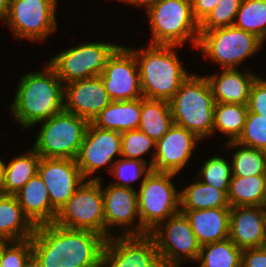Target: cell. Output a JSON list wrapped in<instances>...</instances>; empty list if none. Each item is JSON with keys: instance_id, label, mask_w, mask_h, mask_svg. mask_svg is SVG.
I'll return each mask as SVG.
<instances>
[{"instance_id": "cell-7", "label": "cell", "mask_w": 266, "mask_h": 267, "mask_svg": "<svg viewBox=\"0 0 266 267\" xmlns=\"http://www.w3.org/2000/svg\"><path fill=\"white\" fill-rule=\"evenodd\" d=\"M42 123L33 149L43 158L76 159L89 121L63 110Z\"/></svg>"}, {"instance_id": "cell-43", "label": "cell", "mask_w": 266, "mask_h": 267, "mask_svg": "<svg viewBox=\"0 0 266 267\" xmlns=\"http://www.w3.org/2000/svg\"><path fill=\"white\" fill-rule=\"evenodd\" d=\"M121 2H126V3H130L131 5H144L147 9L155 4H157L158 2H160L161 0H120Z\"/></svg>"}, {"instance_id": "cell-34", "label": "cell", "mask_w": 266, "mask_h": 267, "mask_svg": "<svg viewBox=\"0 0 266 267\" xmlns=\"http://www.w3.org/2000/svg\"><path fill=\"white\" fill-rule=\"evenodd\" d=\"M226 146H247L266 151V117L248 111L241 136L237 141H228Z\"/></svg>"}, {"instance_id": "cell-28", "label": "cell", "mask_w": 266, "mask_h": 267, "mask_svg": "<svg viewBox=\"0 0 266 267\" xmlns=\"http://www.w3.org/2000/svg\"><path fill=\"white\" fill-rule=\"evenodd\" d=\"M180 206V211L231 208L222 190L206 185L201 180L180 191Z\"/></svg>"}, {"instance_id": "cell-3", "label": "cell", "mask_w": 266, "mask_h": 267, "mask_svg": "<svg viewBox=\"0 0 266 267\" xmlns=\"http://www.w3.org/2000/svg\"><path fill=\"white\" fill-rule=\"evenodd\" d=\"M175 47L150 44L146 50L129 48L136 57L144 98L170 101L190 75L173 51Z\"/></svg>"}, {"instance_id": "cell-9", "label": "cell", "mask_w": 266, "mask_h": 267, "mask_svg": "<svg viewBox=\"0 0 266 267\" xmlns=\"http://www.w3.org/2000/svg\"><path fill=\"white\" fill-rule=\"evenodd\" d=\"M197 47L223 69L237 68L243 60L259 50L263 41L252 33L232 26L199 31Z\"/></svg>"}, {"instance_id": "cell-13", "label": "cell", "mask_w": 266, "mask_h": 267, "mask_svg": "<svg viewBox=\"0 0 266 267\" xmlns=\"http://www.w3.org/2000/svg\"><path fill=\"white\" fill-rule=\"evenodd\" d=\"M112 237L105 242L101 267H164L150 234Z\"/></svg>"}, {"instance_id": "cell-1", "label": "cell", "mask_w": 266, "mask_h": 267, "mask_svg": "<svg viewBox=\"0 0 266 267\" xmlns=\"http://www.w3.org/2000/svg\"><path fill=\"white\" fill-rule=\"evenodd\" d=\"M31 242L32 256L41 267H87L101 265L106 239L93 231L48 223L35 226Z\"/></svg>"}, {"instance_id": "cell-33", "label": "cell", "mask_w": 266, "mask_h": 267, "mask_svg": "<svg viewBox=\"0 0 266 267\" xmlns=\"http://www.w3.org/2000/svg\"><path fill=\"white\" fill-rule=\"evenodd\" d=\"M266 175V151L244 146L234 153L232 176Z\"/></svg>"}, {"instance_id": "cell-42", "label": "cell", "mask_w": 266, "mask_h": 267, "mask_svg": "<svg viewBox=\"0 0 266 267\" xmlns=\"http://www.w3.org/2000/svg\"><path fill=\"white\" fill-rule=\"evenodd\" d=\"M218 1L219 0H191L194 19L200 23L207 14L216 7Z\"/></svg>"}, {"instance_id": "cell-47", "label": "cell", "mask_w": 266, "mask_h": 267, "mask_svg": "<svg viewBox=\"0 0 266 267\" xmlns=\"http://www.w3.org/2000/svg\"><path fill=\"white\" fill-rule=\"evenodd\" d=\"M2 259V240H0V264Z\"/></svg>"}, {"instance_id": "cell-36", "label": "cell", "mask_w": 266, "mask_h": 267, "mask_svg": "<svg viewBox=\"0 0 266 267\" xmlns=\"http://www.w3.org/2000/svg\"><path fill=\"white\" fill-rule=\"evenodd\" d=\"M242 0H219L207 16L199 23V31L232 26Z\"/></svg>"}, {"instance_id": "cell-17", "label": "cell", "mask_w": 266, "mask_h": 267, "mask_svg": "<svg viewBox=\"0 0 266 267\" xmlns=\"http://www.w3.org/2000/svg\"><path fill=\"white\" fill-rule=\"evenodd\" d=\"M200 138L193 132L173 124L168 132L156 141L150 167L157 172L179 173L184 168Z\"/></svg>"}, {"instance_id": "cell-23", "label": "cell", "mask_w": 266, "mask_h": 267, "mask_svg": "<svg viewBox=\"0 0 266 267\" xmlns=\"http://www.w3.org/2000/svg\"><path fill=\"white\" fill-rule=\"evenodd\" d=\"M190 221L198 243L218 242L229 238L230 208L181 211Z\"/></svg>"}, {"instance_id": "cell-39", "label": "cell", "mask_w": 266, "mask_h": 267, "mask_svg": "<svg viewBox=\"0 0 266 267\" xmlns=\"http://www.w3.org/2000/svg\"><path fill=\"white\" fill-rule=\"evenodd\" d=\"M32 257L31 238L20 241L2 240L0 267H25Z\"/></svg>"}, {"instance_id": "cell-12", "label": "cell", "mask_w": 266, "mask_h": 267, "mask_svg": "<svg viewBox=\"0 0 266 267\" xmlns=\"http://www.w3.org/2000/svg\"><path fill=\"white\" fill-rule=\"evenodd\" d=\"M55 7L53 0H10L4 22L18 38L43 41L57 28Z\"/></svg>"}, {"instance_id": "cell-20", "label": "cell", "mask_w": 266, "mask_h": 267, "mask_svg": "<svg viewBox=\"0 0 266 267\" xmlns=\"http://www.w3.org/2000/svg\"><path fill=\"white\" fill-rule=\"evenodd\" d=\"M105 214V239L111 237L108 229L111 226H126L122 235H129V227L139 217L138 193L134 188L110 185L102 190ZM109 236V237H108Z\"/></svg>"}, {"instance_id": "cell-45", "label": "cell", "mask_w": 266, "mask_h": 267, "mask_svg": "<svg viewBox=\"0 0 266 267\" xmlns=\"http://www.w3.org/2000/svg\"><path fill=\"white\" fill-rule=\"evenodd\" d=\"M10 0H0V19L4 20L9 11Z\"/></svg>"}, {"instance_id": "cell-29", "label": "cell", "mask_w": 266, "mask_h": 267, "mask_svg": "<svg viewBox=\"0 0 266 267\" xmlns=\"http://www.w3.org/2000/svg\"><path fill=\"white\" fill-rule=\"evenodd\" d=\"M41 156L33 149L5 165V195H15L38 174Z\"/></svg>"}, {"instance_id": "cell-26", "label": "cell", "mask_w": 266, "mask_h": 267, "mask_svg": "<svg viewBox=\"0 0 266 267\" xmlns=\"http://www.w3.org/2000/svg\"><path fill=\"white\" fill-rule=\"evenodd\" d=\"M169 101L142 97L141 119L138 129L155 142L173 125Z\"/></svg>"}, {"instance_id": "cell-5", "label": "cell", "mask_w": 266, "mask_h": 267, "mask_svg": "<svg viewBox=\"0 0 266 267\" xmlns=\"http://www.w3.org/2000/svg\"><path fill=\"white\" fill-rule=\"evenodd\" d=\"M171 172L151 171L141 182L138 193L139 224L129 228V235H146L160 223L180 211V192Z\"/></svg>"}, {"instance_id": "cell-31", "label": "cell", "mask_w": 266, "mask_h": 267, "mask_svg": "<svg viewBox=\"0 0 266 267\" xmlns=\"http://www.w3.org/2000/svg\"><path fill=\"white\" fill-rule=\"evenodd\" d=\"M247 113V105L215 103L213 131L226 134L230 142L237 141L243 132Z\"/></svg>"}, {"instance_id": "cell-19", "label": "cell", "mask_w": 266, "mask_h": 267, "mask_svg": "<svg viewBox=\"0 0 266 267\" xmlns=\"http://www.w3.org/2000/svg\"><path fill=\"white\" fill-rule=\"evenodd\" d=\"M229 239L242 250L266 246L265 207H231Z\"/></svg>"}, {"instance_id": "cell-35", "label": "cell", "mask_w": 266, "mask_h": 267, "mask_svg": "<svg viewBox=\"0 0 266 267\" xmlns=\"http://www.w3.org/2000/svg\"><path fill=\"white\" fill-rule=\"evenodd\" d=\"M198 175L204 184L222 190L226 195L228 194L232 179V165L223 157L214 156L208 159Z\"/></svg>"}, {"instance_id": "cell-48", "label": "cell", "mask_w": 266, "mask_h": 267, "mask_svg": "<svg viewBox=\"0 0 266 267\" xmlns=\"http://www.w3.org/2000/svg\"><path fill=\"white\" fill-rule=\"evenodd\" d=\"M87 267H101V265H92V266H87Z\"/></svg>"}, {"instance_id": "cell-44", "label": "cell", "mask_w": 266, "mask_h": 267, "mask_svg": "<svg viewBox=\"0 0 266 267\" xmlns=\"http://www.w3.org/2000/svg\"><path fill=\"white\" fill-rule=\"evenodd\" d=\"M5 195V164L0 160V196Z\"/></svg>"}, {"instance_id": "cell-25", "label": "cell", "mask_w": 266, "mask_h": 267, "mask_svg": "<svg viewBox=\"0 0 266 267\" xmlns=\"http://www.w3.org/2000/svg\"><path fill=\"white\" fill-rule=\"evenodd\" d=\"M35 225L23 213L15 195L0 196V240L20 241L33 236Z\"/></svg>"}, {"instance_id": "cell-41", "label": "cell", "mask_w": 266, "mask_h": 267, "mask_svg": "<svg viewBox=\"0 0 266 267\" xmlns=\"http://www.w3.org/2000/svg\"><path fill=\"white\" fill-rule=\"evenodd\" d=\"M242 267H266V246L243 250Z\"/></svg>"}, {"instance_id": "cell-22", "label": "cell", "mask_w": 266, "mask_h": 267, "mask_svg": "<svg viewBox=\"0 0 266 267\" xmlns=\"http://www.w3.org/2000/svg\"><path fill=\"white\" fill-rule=\"evenodd\" d=\"M23 213L36 225L54 223L57 210L51 205L47 186L37 174L16 194Z\"/></svg>"}, {"instance_id": "cell-21", "label": "cell", "mask_w": 266, "mask_h": 267, "mask_svg": "<svg viewBox=\"0 0 266 267\" xmlns=\"http://www.w3.org/2000/svg\"><path fill=\"white\" fill-rule=\"evenodd\" d=\"M215 103L247 105L251 87L257 76L253 73L239 72L237 68L223 69L220 75L206 77Z\"/></svg>"}, {"instance_id": "cell-10", "label": "cell", "mask_w": 266, "mask_h": 267, "mask_svg": "<svg viewBox=\"0 0 266 267\" xmlns=\"http://www.w3.org/2000/svg\"><path fill=\"white\" fill-rule=\"evenodd\" d=\"M118 47L119 45L113 43L86 42L57 54L51 58L49 64L65 85L100 76L108 58Z\"/></svg>"}, {"instance_id": "cell-14", "label": "cell", "mask_w": 266, "mask_h": 267, "mask_svg": "<svg viewBox=\"0 0 266 267\" xmlns=\"http://www.w3.org/2000/svg\"><path fill=\"white\" fill-rule=\"evenodd\" d=\"M100 77L112 101L143 97L136 57L129 48L119 46L108 58Z\"/></svg>"}, {"instance_id": "cell-38", "label": "cell", "mask_w": 266, "mask_h": 267, "mask_svg": "<svg viewBox=\"0 0 266 267\" xmlns=\"http://www.w3.org/2000/svg\"><path fill=\"white\" fill-rule=\"evenodd\" d=\"M121 143L122 157L140 161H145L140 156L148 152L150 148L156 146V142L139 129L122 132Z\"/></svg>"}, {"instance_id": "cell-6", "label": "cell", "mask_w": 266, "mask_h": 267, "mask_svg": "<svg viewBox=\"0 0 266 267\" xmlns=\"http://www.w3.org/2000/svg\"><path fill=\"white\" fill-rule=\"evenodd\" d=\"M147 11L153 34L150 44L180 46L189 39L197 47L199 23L193 17L191 0H161Z\"/></svg>"}, {"instance_id": "cell-16", "label": "cell", "mask_w": 266, "mask_h": 267, "mask_svg": "<svg viewBox=\"0 0 266 267\" xmlns=\"http://www.w3.org/2000/svg\"><path fill=\"white\" fill-rule=\"evenodd\" d=\"M121 132L101 129L89 122L76 163L84 178L109 164L113 157H121Z\"/></svg>"}, {"instance_id": "cell-40", "label": "cell", "mask_w": 266, "mask_h": 267, "mask_svg": "<svg viewBox=\"0 0 266 267\" xmlns=\"http://www.w3.org/2000/svg\"><path fill=\"white\" fill-rule=\"evenodd\" d=\"M247 106L249 112L266 117V80L256 78L251 87Z\"/></svg>"}, {"instance_id": "cell-15", "label": "cell", "mask_w": 266, "mask_h": 267, "mask_svg": "<svg viewBox=\"0 0 266 267\" xmlns=\"http://www.w3.org/2000/svg\"><path fill=\"white\" fill-rule=\"evenodd\" d=\"M38 174L47 186L51 205L59 211L85 180L75 159H40Z\"/></svg>"}, {"instance_id": "cell-11", "label": "cell", "mask_w": 266, "mask_h": 267, "mask_svg": "<svg viewBox=\"0 0 266 267\" xmlns=\"http://www.w3.org/2000/svg\"><path fill=\"white\" fill-rule=\"evenodd\" d=\"M165 224V225H163ZM155 240L164 267H180L185 259L197 260L201 245L185 213L179 211L149 233Z\"/></svg>"}, {"instance_id": "cell-27", "label": "cell", "mask_w": 266, "mask_h": 267, "mask_svg": "<svg viewBox=\"0 0 266 267\" xmlns=\"http://www.w3.org/2000/svg\"><path fill=\"white\" fill-rule=\"evenodd\" d=\"M227 199L230 207L265 206L266 175L232 176Z\"/></svg>"}, {"instance_id": "cell-30", "label": "cell", "mask_w": 266, "mask_h": 267, "mask_svg": "<svg viewBox=\"0 0 266 267\" xmlns=\"http://www.w3.org/2000/svg\"><path fill=\"white\" fill-rule=\"evenodd\" d=\"M242 252L229 238L201 246L200 267H242Z\"/></svg>"}, {"instance_id": "cell-24", "label": "cell", "mask_w": 266, "mask_h": 267, "mask_svg": "<svg viewBox=\"0 0 266 267\" xmlns=\"http://www.w3.org/2000/svg\"><path fill=\"white\" fill-rule=\"evenodd\" d=\"M142 98L112 101L91 123L101 129L124 132L138 129L141 119Z\"/></svg>"}, {"instance_id": "cell-2", "label": "cell", "mask_w": 266, "mask_h": 267, "mask_svg": "<svg viewBox=\"0 0 266 267\" xmlns=\"http://www.w3.org/2000/svg\"><path fill=\"white\" fill-rule=\"evenodd\" d=\"M16 92L12 115L23 128L64 110V85L50 64L42 71L26 74L20 79Z\"/></svg>"}, {"instance_id": "cell-32", "label": "cell", "mask_w": 266, "mask_h": 267, "mask_svg": "<svg viewBox=\"0 0 266 267\" xmlns=\"http://www.w3.org/2000/svg\"><path fill=\"white\" fill-rule=\"evenodd\" d=\"M233 25L264 41L266 38V0H242Z\"/></svg>"}, {"instance_id": "cell-46", "label": "cell", "mask_w": 266, "mask_h": 267, "mask_svg": "<svg viewBox=\"0 0 266 267\" xmlns=\"http://www.w3.org/2000/svg\"><path fill=\"white\" fill-rule=\"evenodd\" d=\"M25 267H41L37 260L32 256Z\"/></svg>"}, {"instance_id": "cell-4", "label": "cell", "mask_w": 266, "mask_h": 267, "mask_svg": "<svg viewBox=\"0 0 266 267\" xmlns=\"http://www.w3.org/2000/svg\"><path fill=\"white\" fill-rule=\"evenodd\" d=\"M173 123L200 139L213 133L214 96L206 77L189 75L169 101Z\"/></svg>"}, {"instance_id": "cell-37", "label": "cell", "mask_w": 266, "mask_h": 267, "mask_svg": "<svg viewBox=\"0 0 266 267\" xmlns=\"http://www.w3.org/2000/svg\"><path fill=\"white\" fill-rule=\"evenodd\" d=\"M147 163L145 161H140L137 159H128V158H119L112 165L110 172L118 178L114 184L118 187L133 188L130 186L131 182H134L139 177L144 175L146 177L151 171L152 168L149 166L146 169Z\"/></svg>"}, {"instance_id": "cell-8", "label": "cell", "mask_w": 266, "mask_h": 267, "mask_svg": "<svg viewBox=\"0 0 266 267\" xmlns=\"http://www.w3.org/2000/svg\"><path fill=\"white\" fill-rule=\"evenodd\" d=\"M99 177L82 183L57 212L55 224L69 229L89 230L105 238L104 200Z\"/></svg>"}, {"instance_id": "cell-18", "label": "cell", "mask_w": 266, "mask_h": 267, "mask_svg": "<svg viewBox=\"0 0 266 267\" xmlns=\"http://www.w3.org/2000/svg\"><path fill=\"white\" fill-rule=\"evenodd\" d=\"M64 110L91 122L111 102L100 76L64 85Z\"/></svg>"}]
</instances>
